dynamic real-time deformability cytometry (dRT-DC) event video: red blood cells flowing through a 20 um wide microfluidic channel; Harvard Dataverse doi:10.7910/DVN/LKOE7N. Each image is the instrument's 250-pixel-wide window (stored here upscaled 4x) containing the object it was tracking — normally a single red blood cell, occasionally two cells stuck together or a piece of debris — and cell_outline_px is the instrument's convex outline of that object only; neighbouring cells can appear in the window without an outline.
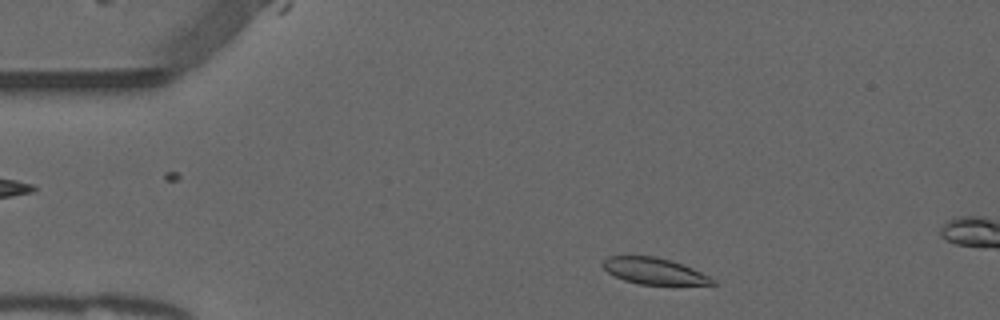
{"species": "common noctule bat (a hibernating species)", "species_latin": "Nyctalus noctula", "temperature_condition": "warm", "stored_images_in_passage": 9, "camera_frame_rate_fps": 3000, "um_per_image_px": 0.085, "animal": {"sex": "male", "forearm_length_mm": 52.5}, "frame": {"image": 1, "passage_image": 3, "time_ms": 0.667, "image_size_px": [1000, 320], "cell_outline_px": [[716, 284], [640, 284], [624, 280], [608, 272], [600, 264], [608, 256], [656, 256], [692, 268], [716, 280]], "centroid_in_image_um": [55.56, 23.03], "position_along_channel_um": 29.4, "area_um2": 16.47}}